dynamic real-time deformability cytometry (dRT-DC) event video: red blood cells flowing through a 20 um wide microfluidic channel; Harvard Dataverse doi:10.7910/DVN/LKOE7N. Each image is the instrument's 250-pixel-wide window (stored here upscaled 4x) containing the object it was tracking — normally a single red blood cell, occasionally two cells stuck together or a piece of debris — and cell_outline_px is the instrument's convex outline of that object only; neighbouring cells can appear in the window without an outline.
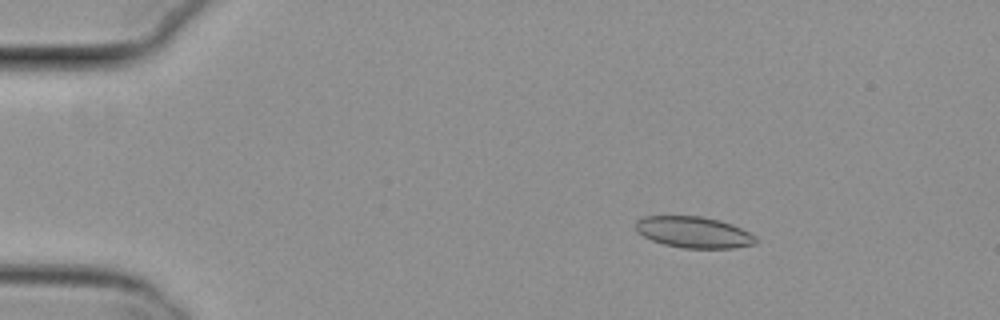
{"species": "common noctule bat (a hibernating species)", "species_latin": "Nyctalus noctula", "temperature_condition": "cold", "stored_images_in_passage": 6, "camera_frame_rate_fps": 3000, "um_per_image_px": 0.085, "animal": {"sex": "female", "body_mass_g": 29.2, "forearm_length_mm": 56.3}, "frame": {"image": 1, "passage_image": 3, "time_ms": 0.667, "image_size_px": [1000, 320], "cell_outline_px": [[756, 244], [736, 248], [684, 248], [664, 244], [652, 240], [636, 232], [636, 220], [644, 216], [700, 216], [720, 220], [732, 224], [756, 236]], "centroid_in_image_um": [58.97, 19.74], "position_along_channel_um": 26.0, "area_um2": 21.91}}